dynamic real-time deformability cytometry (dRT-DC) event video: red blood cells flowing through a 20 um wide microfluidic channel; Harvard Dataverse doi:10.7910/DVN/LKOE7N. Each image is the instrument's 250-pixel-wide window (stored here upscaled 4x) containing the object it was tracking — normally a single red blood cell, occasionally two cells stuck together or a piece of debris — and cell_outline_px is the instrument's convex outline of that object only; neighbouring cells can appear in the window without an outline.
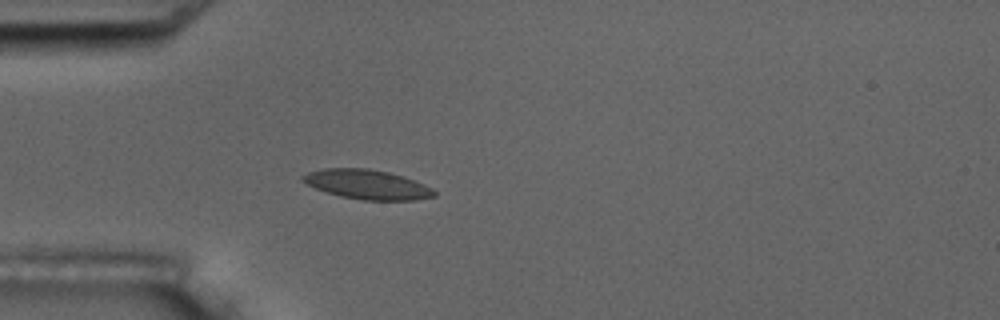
{"species": "common noctule bat (a hibernating species)", "species_latin": "Nyctalus noctula", "temperature_condition": "room temperature", "stored_images_in_passage": 4, "camera_frame_rate_fps": 3000, "um_per_image_px": 0.085, "animal": {"sex": "male", "body_mass_g": 17.5, "forearm_length_mm": 52.3}, "frame": {"image": 1, "passage_image": 4, "time_ms": 3.667, "image_size_px": [1000, 320], "cell_outline_px": [[436, 196], [416, 200], [364, 200], [340, 196], [316, 188], [300, 180], [300, 176], [308, 172], [324, 168], [368, 168], [388, 172], [404, 176], [424, 184], [432, 188], [436, 192]], "centroid_in_image_um": [31.22, 15.67], "position_along_channel_um": 53.8, "area_um2": 22.6}}